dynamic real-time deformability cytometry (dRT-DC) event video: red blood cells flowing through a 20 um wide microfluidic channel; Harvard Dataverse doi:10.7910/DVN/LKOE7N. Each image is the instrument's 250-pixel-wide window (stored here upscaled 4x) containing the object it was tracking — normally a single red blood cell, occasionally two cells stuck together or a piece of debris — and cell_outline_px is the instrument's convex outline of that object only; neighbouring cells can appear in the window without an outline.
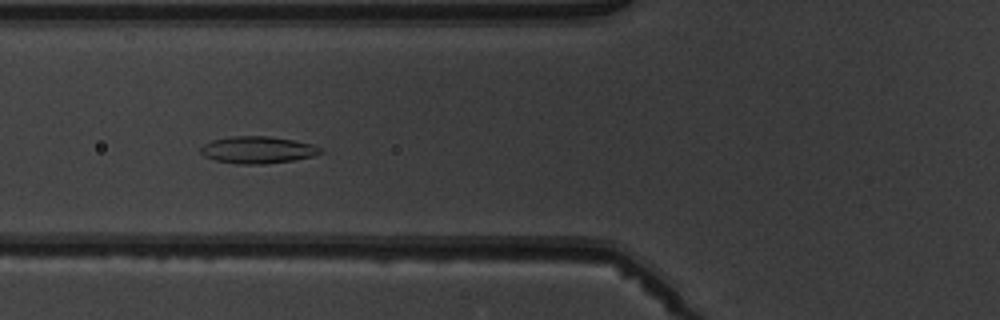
{"species": "common noctule bat (a hibernating species)", "species_latin": "Nyctalus noctula", "temperature_condition": "warm", "stored_images_in_passage": 7, "camera_frame_rate_fps": 3000, "um_per_image_px": 0.085, "animal": {"sex": "male", "body_mass_g": 19.5, "forearm_length_mm": 54.6}, "frame": {"image": 1, "passage_image": 5, "time_ms": 4.667, "image_size_px": [1000, 320], "cell_outline_px": [[324, 152], [312, 156], [292, 160], [264, 164], [236, 164], [216, 160], [204, 156], [200, 152], [200, 148], [204, 144], [212, 140], [228, 136], [268, 136], [292, 140], [312, 144], [320, 148]], "centroid_in_image_um": [21.87, 12.74], "position_along_channel_um": 103.9, "area_um2": 18.79}}
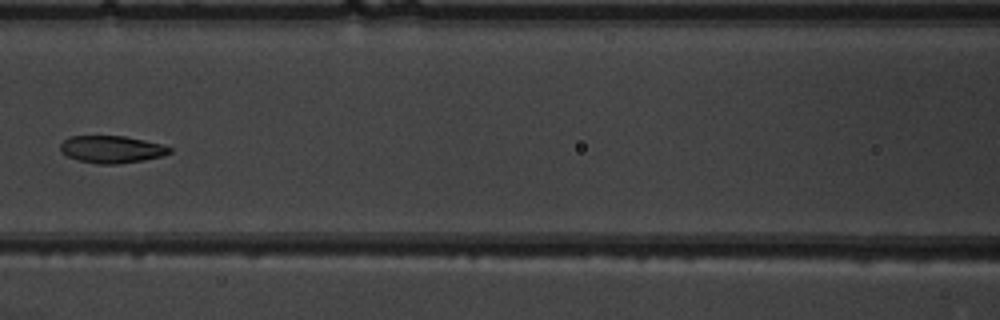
{"frame": {"image": 2, "passage_image": 6, "time_ms": 6.0, "image_size_px": [1000, 320], "cell_outline_px": [[172, 152], [164, 156], [144, 160], [116, 164], [96, 164], [80, 160], [68, 156], [60, 148], [60, 144], [64, 140], [72, 136], [124, 136], [144, 140], [160, 144], [172, 148]], "centroid_in_image_um": [9.53, 12.69], "position_along_channel_um": 157.1, "area_um2": 17.22}}
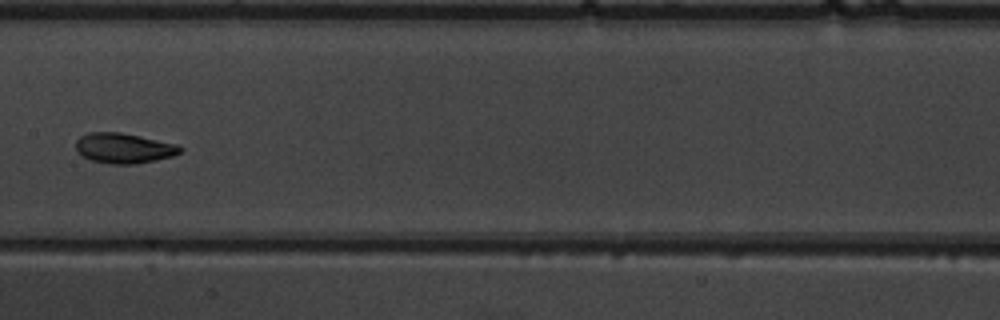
{"frame": {"image": 3, "passage_image": 7, "time_ms": 7.0, "image_size_px": [1000, 320], "cell_outline_px": [[184, 148], [180, 152], [172, 156], [156, 160], [136, 164], [112, 164], [92, 160], [76, 152], [76, 140], [80, 136], [88, 132], [120, 132], [140, 136], [176, 144]], "centroid_in_image_um": [10.51, 12.59], "position_along_channel_um": 196.9, "area_um2": 18.32}}